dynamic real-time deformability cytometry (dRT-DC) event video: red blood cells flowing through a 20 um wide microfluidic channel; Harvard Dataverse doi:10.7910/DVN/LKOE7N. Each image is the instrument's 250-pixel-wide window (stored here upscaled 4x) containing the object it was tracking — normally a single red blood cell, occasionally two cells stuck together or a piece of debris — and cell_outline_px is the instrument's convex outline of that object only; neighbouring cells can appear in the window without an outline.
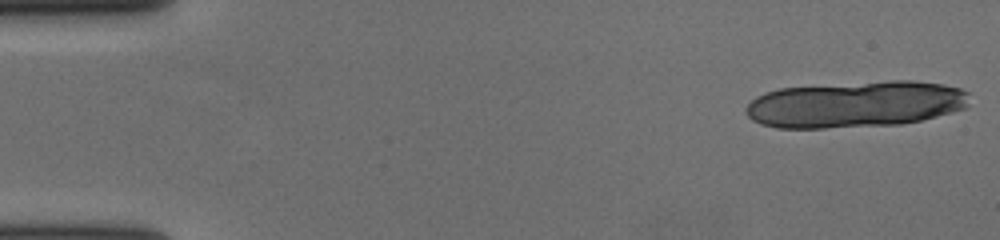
{"species": "human", "species_latin": "Homo sapiens", "temperature_condition": "cold", "stored_images_in_passage": 19, "camera_frame_rate_fps": 3000, "um_per_image_px": 0.085, "donor": {"sex": "female"}, "frame": {"image": 1, "passage_image": 1, "time_ms": 0.0, "image_size_px": [1000, 240], "cell_outline_px": [[968, 108], [920, 120], [900, 124], [824, 128], [776, 128], [760, 124], [752, 120], [744, 112], [744, 108], [756, 96], [764, 92], [780, 88], [888, 80], [916, 80], [944, 84], [960, 88], [968, 92]], "centroid_in_image_um": [72.71, 8.86], "position_along_channel_um": 12.3, "area_um2": 60.92}}
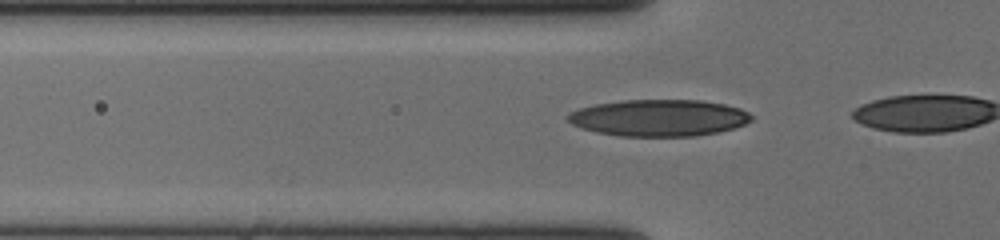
{"frame": {"image": 2, "passage_image": 16, "time_ms": 5.0, "image_size_px": [1000, 240], "cell_outline_px": [[752, 120], [736, 128], [720, 132], [696, 136], [620, 136], [596, 132], [580, 128], [572, 124], [564, 116], [568, 112], [580, 108], [596, 104], [620, 100], [700, 100], [724, 104], [740, 108], [748, 112], [752, 116]], "centroid_in_image_um": [55.99, 10.02], "position_along_channel_um": 69.8, "area_um2": 39.59}}